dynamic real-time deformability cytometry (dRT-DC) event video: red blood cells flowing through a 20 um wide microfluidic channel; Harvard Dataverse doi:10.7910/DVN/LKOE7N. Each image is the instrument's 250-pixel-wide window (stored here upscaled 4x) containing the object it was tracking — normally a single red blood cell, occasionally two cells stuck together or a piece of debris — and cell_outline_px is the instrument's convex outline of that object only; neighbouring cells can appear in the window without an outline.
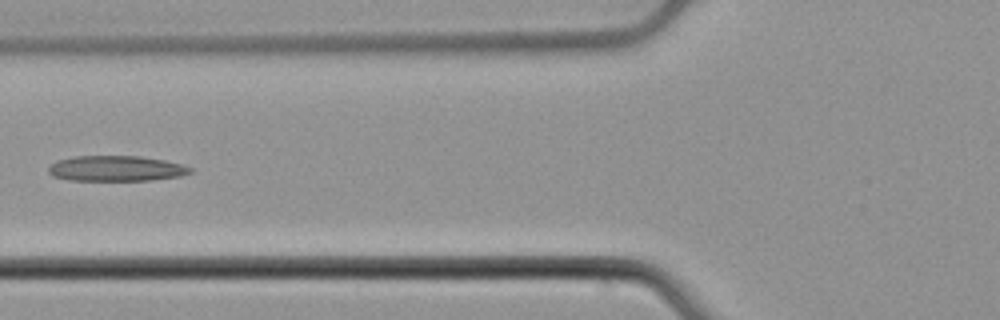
{"species": "common noctule bat (a hibernating species)", "species_latin": "Nyctalus noctula", "temperature_condition": "cold", "stored_images_in_passage": 4, "camera_frame_rate_fps": 3000, "um_per_image_px": 0.085, "animal": {"sex": "male", "body_mass_g": 21.5, "forearm_length_mm": 52.0}, "frame": {"image": 1, "passage_image": 4, "time_ms": 1.0, "image_size_px": [1000, 320], "cell_outline_px": [[192, 172], [180, 176], [152, 180], [68, 180], [52, 176], [48, 172], [48, 168], [56, 160], [72, 156], [140, 156], [164, 160], [180, 164], [192, 168]], "centroid_in_image_um": [9.84, 14.32], "position_along_channel_um": 116.0, "area_um2": 21.04}}